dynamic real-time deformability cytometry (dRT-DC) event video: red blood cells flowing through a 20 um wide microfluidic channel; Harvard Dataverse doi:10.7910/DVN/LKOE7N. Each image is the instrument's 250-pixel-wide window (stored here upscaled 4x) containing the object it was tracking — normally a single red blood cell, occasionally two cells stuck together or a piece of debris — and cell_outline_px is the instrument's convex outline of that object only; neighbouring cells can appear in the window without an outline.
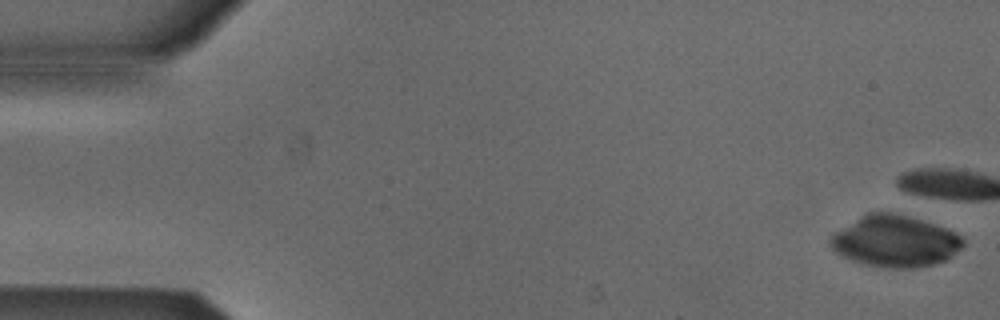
{"species": "Egyptian fruit bat (a non-hibernating species)", "species_latin": "Rousettus aegyptiacus", "temperature_condition": "cold", "stored_images_in_passage": 6, "camera_frame_rate_fps": 3000, "um_per_image_px": 0.085, "animal": {"sex": "male"}, "frame": {"image": 1, "passage_image": 1, "time_ms": 0.0, "image_size_px": [1000, 320], "cell_outline_px": [[964, 244], [952, 256], [944, 260], [932, 264], [912, 268], [884, 268], [864, 264], [852, 260], [836, 252], [832, 248], [828, 240], [836, 232], [868, 212], [892, 212], [908, 216], [948, 228], [956, 232], [964, 240]], "centroid_in_image_um": [76.1, 20.51], "position_along_channel_um": 8.9, "area_um2": 39.42}}